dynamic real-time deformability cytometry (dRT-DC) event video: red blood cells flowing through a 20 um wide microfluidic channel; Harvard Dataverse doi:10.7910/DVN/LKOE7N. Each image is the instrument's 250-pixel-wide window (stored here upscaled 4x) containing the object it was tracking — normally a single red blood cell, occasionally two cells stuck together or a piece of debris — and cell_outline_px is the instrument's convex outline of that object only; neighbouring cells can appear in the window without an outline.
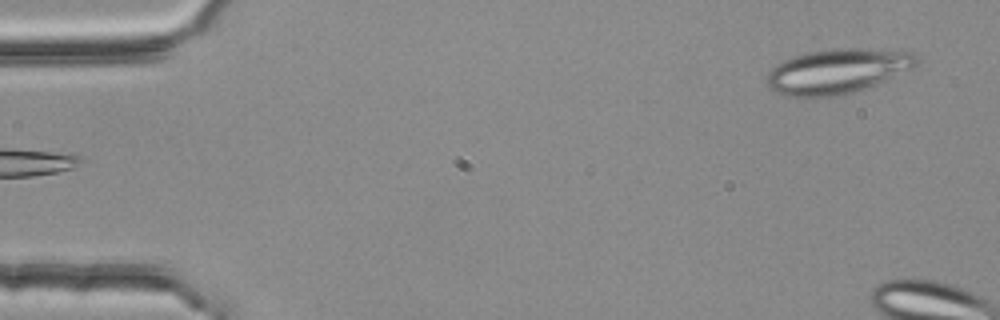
{"species": "common noctule bat (a hibernating species)", "species_latin": "Nyctalus noctula", "temperature_condition": "room temperature", "stored_images_in_passage": 4, "segment_of_instrument_passage": [2, 2], "camera_frame_rate_fps": 3000, "um_per_image_px": 0.085, "animal": {"sex": "female", "body_mass_g": 25.1}, "frame": {"image": 1, "passage_image": 4, "time_ms": 1.0, "image_size_px": [1000, 320], "cell_outline_px": [[920, 64], [872, 88], [832, 96], [784, 96], [772, 92], [764, 84], [764, 76], [776, 64], [784, 60], [808, 52], [832, 48], [900, 48], [916, 52], [920, 60]], "centroid_in_image_um": [71.25, 6.03], "position_along_channel_um": 13.7, "area_um2": 40.46}}